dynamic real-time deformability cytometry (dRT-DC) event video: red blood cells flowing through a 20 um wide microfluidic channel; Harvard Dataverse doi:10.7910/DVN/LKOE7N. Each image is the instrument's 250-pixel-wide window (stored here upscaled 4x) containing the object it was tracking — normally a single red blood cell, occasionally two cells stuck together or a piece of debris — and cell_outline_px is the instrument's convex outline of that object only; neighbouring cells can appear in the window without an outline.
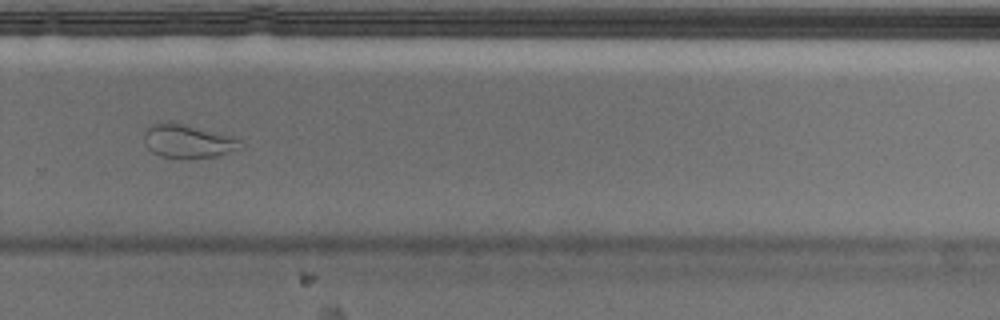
{"species": "Egyptian fruit bat (a non-hibernating species)", "species_latin": "Rousettus aegyptiacus", "temperature_condition": "cold", "stored_images_in_passage": 37, "camera_frame_rate_fps": 3000, "um_per_image_px": 0.085, "animal": {"sex": "male"}, "frame": {"image": 1, "passage_image": 22, "time_ms": 7.0, "image_size_px": [1000, 320], "cell_outline_px": [[244, 148], [216, 156], [192, 160], [188, 160], [160, 156], [152, 152], [148, 148], [144, 140], [144, 132], [148, 124], [184, 124], [232, 136], [240, 140]], "centroid_in_image_um": [15.99, 12.05], "position_along_channel_um": 313.8, "area_um2": 18.96}, "authors_computed_cell_mechanics": {"area_um2": 18.2648, "velocity_mm_per_s": 3.6576, "shape_relaxation_time_tau1_ms": null, "shape_relaxation_time_tau2_ms": 1.4257, "deformation_change_tau1": null, "deformation_change_tau2": 0.064}}